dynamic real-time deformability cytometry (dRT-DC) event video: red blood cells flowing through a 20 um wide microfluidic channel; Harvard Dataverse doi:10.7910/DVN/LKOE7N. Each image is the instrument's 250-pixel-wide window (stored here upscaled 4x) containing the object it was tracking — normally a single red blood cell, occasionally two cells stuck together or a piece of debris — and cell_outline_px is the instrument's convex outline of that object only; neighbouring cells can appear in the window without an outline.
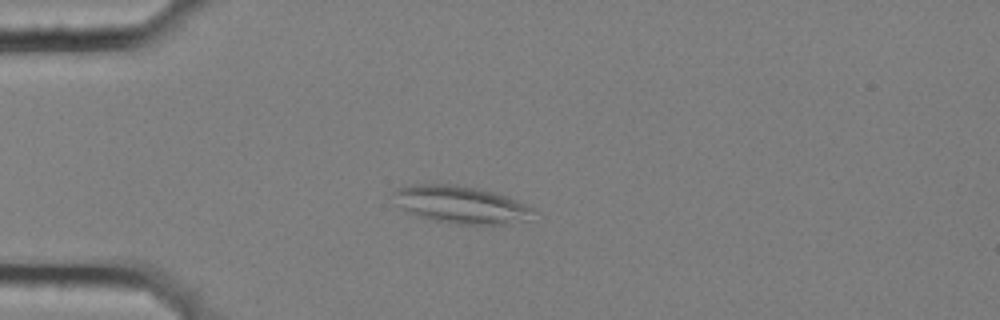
{"species": "common noctule bat (a hibernating species)", "species_latin": "Nyctalus noctula", "temperature_condition": "cold", "stored_images_in_passage": 43, "camera_frame_rate_fps": 3000, "um_per_image_px": 0.085, "animal": {"sex": "female", "body_mass_g": 25.1}, "frame": {"image": 1, "passage_image": 1, "time_ms": 0.0, "image_size_px": [1000, 320], "cell_outline_px": [[540, 212], [532, 220], [508, 224], [456, 224], [428, 220], [416, 216], [400, 208], [396, 204], [388, 192], [396, 188], [416, 184], [456, 184], [480, 188], [516, 200]], "centroid_in_image_um": [39.15, 17.4], "position_along_channel_um": 45.8, "area_um2": 31.39}}
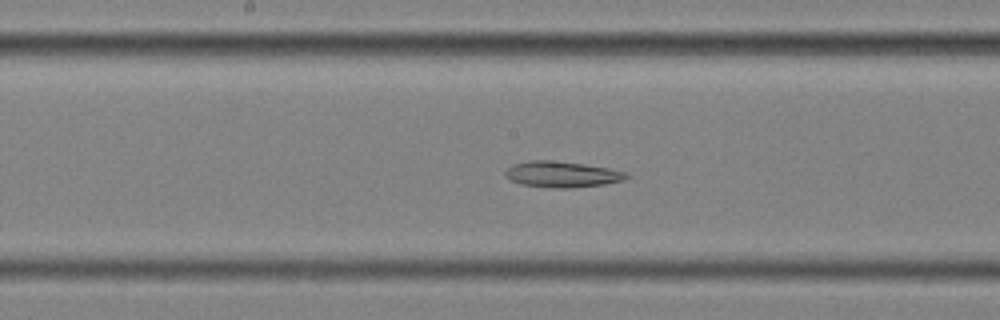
{"frame": {"image": 2, "passage_image": 16, "time_ms": 5.0, "image_size_px": [1000, 320], "cell_outline_px": [[632, 176], [624, 180], [604, 184], [568, 188], [552, 188], [520, 184], [504, 176], [504, 172], [512, 164], [528, 160], [548, 160], [584, 164], [608, 168], [628, 172]], "centroid_in_image_um": [47.78, 14.81], "position_along_channel_um": 200.4, "area_um2": 18.44}}
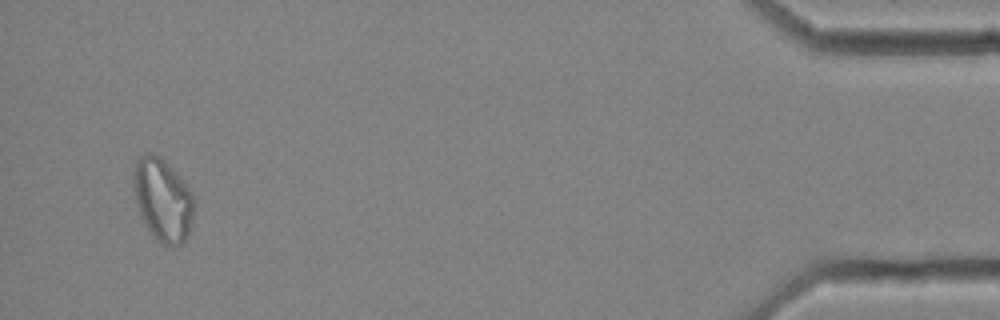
{"frame": {"image": 3, "passage_image": 41, "time_ms": 13.333, "image_size_px": [1000, 320], "cell_outline_px": [[196, 200], [192, 220], [188, 236], [180, 244], [172, 248], [156, 240], [148, 232], [140, 216], [136, 204], [132, 188], [132, 172], [140, 156], [148, 152], [152, 152], [160, 156], [168, 164], [192, 192]], "centroid_in_image_um": [13.81, 17.01], "position_along_channel_um": 421.4, "area_um2": 29.82}}